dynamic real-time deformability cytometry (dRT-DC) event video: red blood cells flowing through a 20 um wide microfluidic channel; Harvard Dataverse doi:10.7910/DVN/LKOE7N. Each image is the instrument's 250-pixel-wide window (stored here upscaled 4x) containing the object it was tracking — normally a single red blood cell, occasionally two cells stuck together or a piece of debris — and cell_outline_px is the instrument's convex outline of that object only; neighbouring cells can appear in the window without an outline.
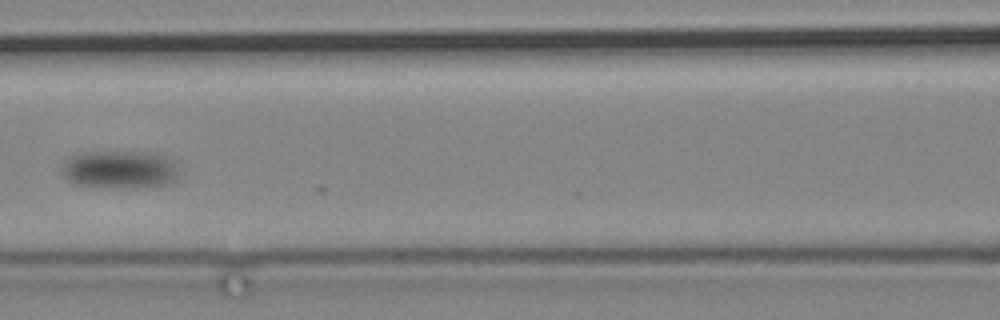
{"species": "common noctule bat (a hibernating species)", "species_latin": "Nyctalus noctula", "temperature_condition": "cold", "stored_images_in_passage": 16, "camera_frame_rate_fps": 3000, "um_per_image_px": 0.085, "animal": {"sex": "male", "body_mass_g": 19.2, "forearm_length_mm": 51.8}, "frame": {"image": 1, "passage_image": 15, "time_ms": 17.333, "image_size_px": [1000, 320], "cell_outline_px": [[176, 180], [164, 184], [132, 188], [96, 188], [72, 184], [64, 180], [60, 172], [60, 164], [68, 156], [84, 152], [148, 152], [164, 156], [172, 160], [176, 172]], "centroid_in_image_um": [10.01, 14.43], "position_along_channel_um": 156.6, "area_um2": 26.47}}